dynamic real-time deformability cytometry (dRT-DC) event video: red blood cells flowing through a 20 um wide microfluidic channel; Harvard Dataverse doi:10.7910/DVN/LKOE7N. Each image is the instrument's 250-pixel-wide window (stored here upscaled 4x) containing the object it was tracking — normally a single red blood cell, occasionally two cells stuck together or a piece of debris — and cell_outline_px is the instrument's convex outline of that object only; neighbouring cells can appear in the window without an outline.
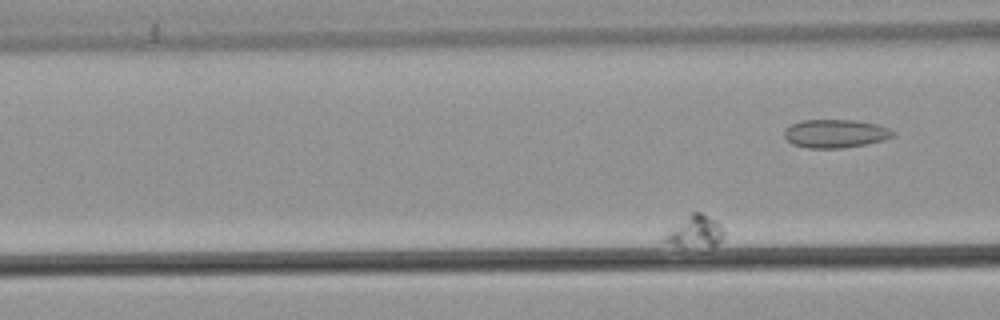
{"species": "common noctule bat (a hibernating species)", "species_latin": "Nyctalus noctula", "temperature_condition": "warm", "stored_images_in_passage": 40, "camera_frame_rate_fps": 3000, "um_per_image_px": 0.085, "animal": {"sex": "male", "body_mass_g": 21.5, "forearm_length_mm": 52.0}, "frame": {"image": 1, "passage_image": 9, "time_ms": 2.667, "image_size_px": [1000, 320], "cell_outline_px": [[724, 236], [712, 248], [704, 252], [672, 244], [660, 240], [672, 228], [692, 212], [700, 212], [716, 220], [724, 228]], "centroid_in_image_um": [59.14, 19.78], "position_along_channel_um": 107.5, "area_um2": 11.5}}
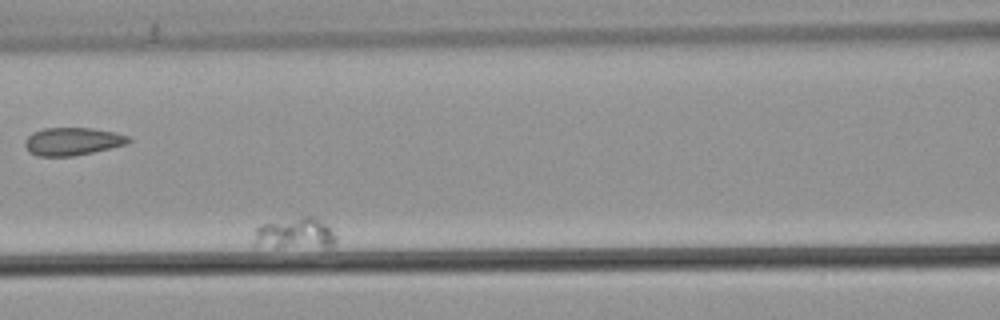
{"frame": {"image": 2, "passage_image": 14, "time_ms": 4.333, "image_size_px": [1000, 320], "cell_outline_px": [[336, 244], [332, 248], [276, 248], [252, 244], [256, 228], [260, 224], [300, 216], [312, 216], [320, 220], [336, 236]], "centroid_in_image_um": [25.07, 19.89], "position_along_channel_um": 141.5, "area_um2": 15.49}}
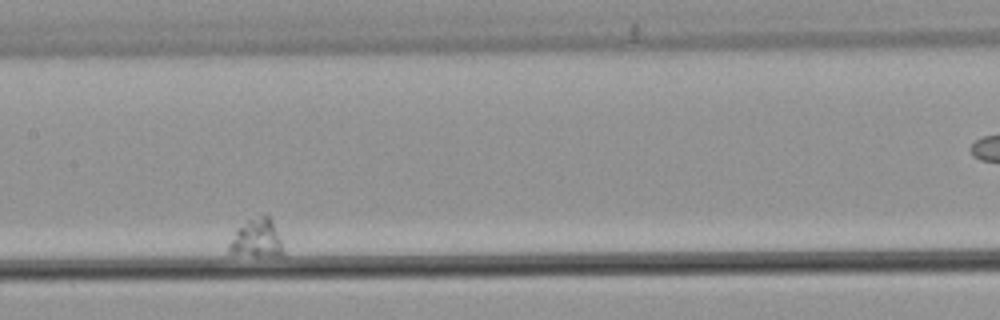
{"frame": {"image": 3, "passage_image": 20, "time_ms": 6.333, "image_size_px": [1000, 320], "cell_outline_px": [[284, 256], [256, 256], [228, 252], [228, 244], [236, 232], [248, 220], [264, 212], [268, 212], [272, 220], [280, 240], [284, 252]], "centroid_in_image_um": [21.86, 20.25], "position_along_channel_um": 185.5, "area_um2": 12.08}}